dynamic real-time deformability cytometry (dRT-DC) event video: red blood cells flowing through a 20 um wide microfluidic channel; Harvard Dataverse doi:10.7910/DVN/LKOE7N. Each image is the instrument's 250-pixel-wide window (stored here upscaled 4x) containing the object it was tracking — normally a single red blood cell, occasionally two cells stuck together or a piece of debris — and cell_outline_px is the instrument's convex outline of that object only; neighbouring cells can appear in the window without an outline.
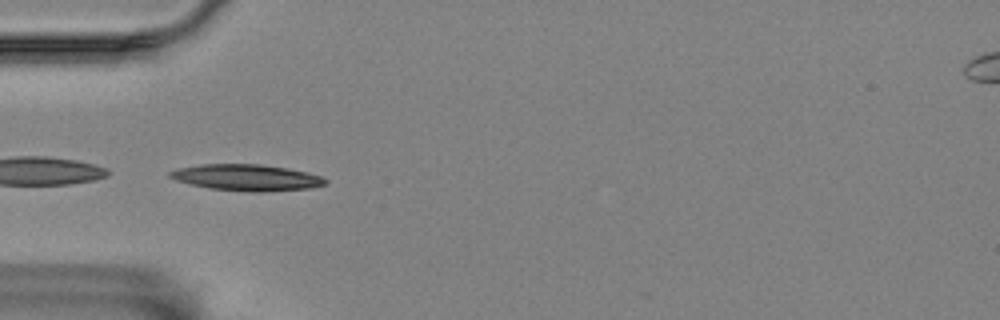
{"species": "Egyptian fruit bat (a non-hibernating species)", "species_latin": "Rousettus aegyptiacus", "temperature_condition": "room temperature", "stored_images_in_passage": 6, "camera_frame_rate_fps": 3000, "um_per_image_px": 0.085, "animal": {"sex": "female"}, "frame": {"image": 1, "passage_image": 5, "time_ms": 5.667, "image_size_px": [1000, 320], "cell_outline_px": [[328, 184], [312, 188], [260, 192], [252, 192], [208, 188], [176, 180], [168, 176], [168, 172], [176, 168], [200, 164], [260, 164], [288, 168], [308, 172], [320, 176], [328, 180]], "centroid_in_image_um": [20.99, 15.09], "position_along_channel_um": 64.0, "area_um2": 23.99}}